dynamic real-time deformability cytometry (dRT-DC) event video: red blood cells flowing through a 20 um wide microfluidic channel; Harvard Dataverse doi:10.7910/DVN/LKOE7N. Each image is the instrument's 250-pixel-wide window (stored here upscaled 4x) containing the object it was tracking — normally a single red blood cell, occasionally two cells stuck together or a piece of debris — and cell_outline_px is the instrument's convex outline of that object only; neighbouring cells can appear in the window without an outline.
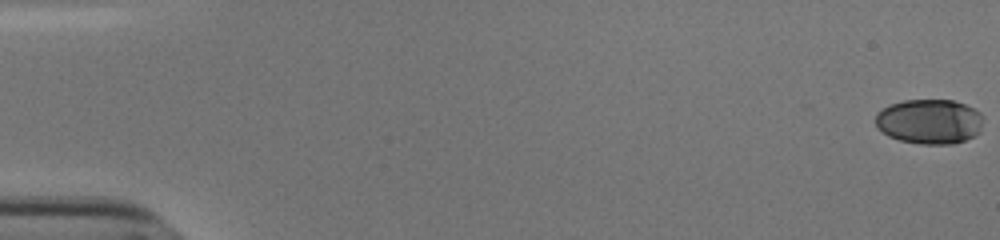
{"species": "human", "species_latin": "Homo sapiens", "temperature_condition": "cold", "stored_images_in_passage": 55, "camera_frame_rate_fps": 3000, "um_per_image_px": 0.085, "donor": {"sex": "male"}, "frame": {"image": 1, "passage_image": 1, "time_ms": 0.0, "image_size_px": [1000, 240], "cell_outline_px": [[984, 116], [980, 132], [976, 136], [952, 144], [920, 144], [900, 140], [888, 136], [876, 128], [876, 112], [888, 104], [904, 100], [952, 100], [964, 104], [980, 112]], "centroid_in_image_um": [79.0, 10.33], "position_along_channel_um": 6.0, "area_um2": 28.5}}
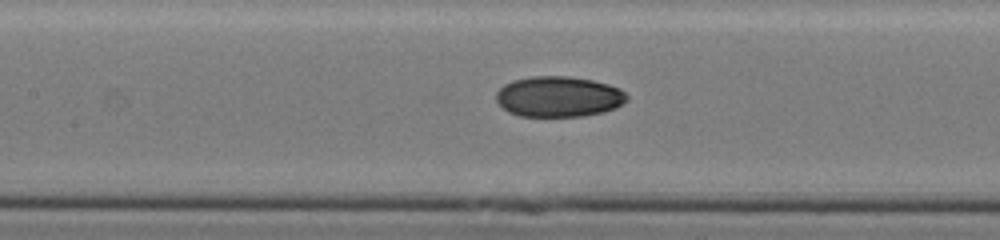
{"frame": {"image": 2, "passage_image": 27, "time_ms": 8.667, "image_size_px": [1000, 240], "cell_outline_px": [[628, 100], [604, 112], [584, 116], [520, 116], [508, 112], [496, 100], [496, 92], [504, 84], [512, 80], [532, 76], [568, 76], [592, 80], [608, 84], [620, 88], [628, 96]], "centroid_in_image_um": [47.47, 8.21], "position_along_channel_um": 159.9, "area_um2": 30.92}}
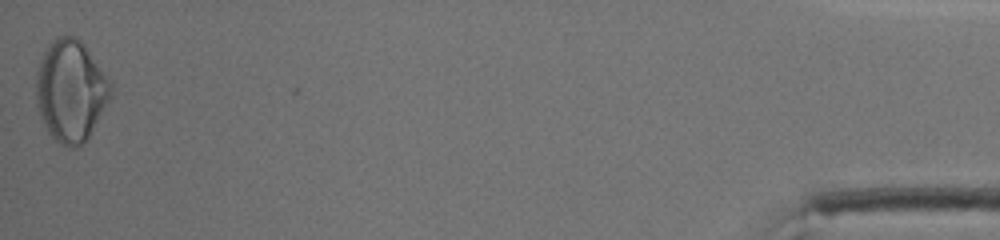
{"frame": {"image": 3, "passage_image": 55, "time_ms": 18.0, "image_size_px": [1000, 240], "cell_outline_px": [[112, 96], [84, 144], [76, 148], [68, 148], [60, 144], [48, 132], [40, 120], [36, 104], [36, 72], [40, 60], [48, 44], [52, 40], [60, 36], [76, 36], [84, 44], [112, 80]], "centroid_in_image_um": [6.02, 7.73], "position_along_channel_um": 429.2, "area_um2": 44.85}, "authors_computed_cell_mechanics": {"area_um2": 30.345, "velocity_mm_per_s": 3.8404, "shape_relaxation_time_tau1_ms": 10.3042, "shape_relaxation_time_tau2_ms": 1.5905, "deformation_change_tau1": 0.2451, "deformation_change_tau2": 0.0443}}